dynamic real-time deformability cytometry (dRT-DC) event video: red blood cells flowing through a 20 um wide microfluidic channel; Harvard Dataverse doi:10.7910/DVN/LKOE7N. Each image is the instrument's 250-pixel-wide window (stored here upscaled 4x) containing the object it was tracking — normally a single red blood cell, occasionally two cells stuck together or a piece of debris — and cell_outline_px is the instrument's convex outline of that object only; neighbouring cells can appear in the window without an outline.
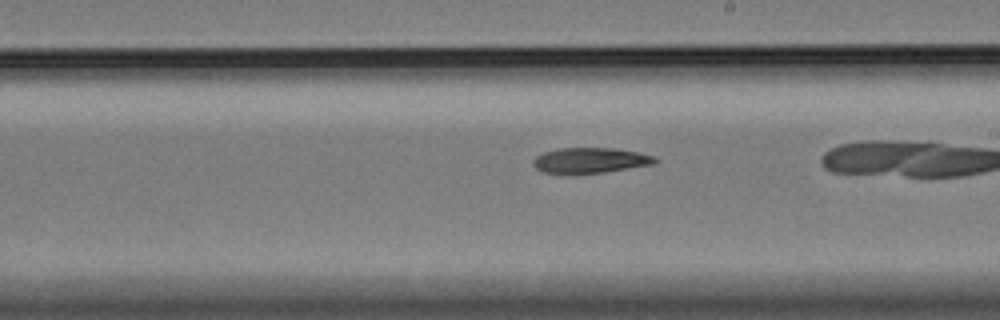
{"species": "Egyptian fruit bat (a non-hibernating species)", "species_latin": "Rousettus aegyptiacus", "temperature_condition": "cold", "stored_images_in_passage": 28, "camera_frame_rate_fps": 3000, "um_per_image_px": 0.085, "animal": {"sex": "female"}, "frame": {"image": 1, "passage_image": 16, "time_ms": 5.0, "image_size_px": [1000, 320], "cell_outline_px": [[660, 160], [656, 164], [604, 172], [540, 172], [532, 164], [532, 160], [536, 156], [544, 152], [560, 148], [616, 148], [636, 152], [652, 156]], "centroid_in_image_um": [50.19, 13.61], "position_along_channel_um": 238.8, "area_um2": 17.74}}